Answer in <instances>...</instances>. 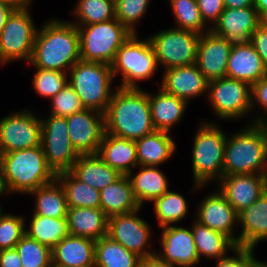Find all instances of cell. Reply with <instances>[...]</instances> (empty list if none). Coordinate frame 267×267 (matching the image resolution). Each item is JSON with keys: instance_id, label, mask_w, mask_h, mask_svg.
<instances>
[{"instance_id": "6da1fadb", "label": "cell", "mask_w": 267, "mask_h": 267, "mask_svg": "<svg viewBox=\"0 0 267 267\" xmlns=\"http://www.w3.org/2000/svg\"><path fill=\"white\" fill-rule=\"evenodd\" d=\"M80 59L79 34L71 21L52 18L37 29L31 66L68 73Z\"/></svg>"}, {"instance_id": "7a4b0ae2", "label": "cell", "mask_w": 267, "mask_h": 267, "mask_svg": "<svg viewBox=\"0 0 267 267\" xmlns=\"http://www.w3.org/2000/svg\"><path fill=\"white\" fill-rule=\"evenodd\" d=\"M104 117L105 133L117 137L135 141L155 131L148 91L142 88L117 87L113 90Z\"/></svg>"}, {"instance_id": "3957f363", "label": "cell", "mask_w": 267, "mask_h": 267, "mask_svg": "<svg viewBox=\"0 0 267 267\" xmlns=\"http://www.w3.org/2000/svg\"><path fill=\"white\" fill-rule=\"evenodd\" d=\"M1 179L5 193L26 194L52 183L56 175L47 166L42 145L0 154Z\"/></svg>"}, {"instance_id": "277c9868", "label": "cell", "mask_w": 267, "mask_h": 267, "mask_svg": "<svg viewBox=\"0 0 267 267\" xmlns=\"http://www.w3.org/2000/svg\"><path fill=\"white\" fill-rule=\"evenodd\" d=\"M267 175V125L250 123L226 140L223 175Z\"/></svg>"}, {"instance_id": "5b68a950", "label": "cell", "mask_w": 267, "mask_h": 267, "mask_svg": "<svg viewBox=\"0 0 267 267\" xmlns=\"http://www.w3.org/2000/svg\"><path fill=\"white\" fill-rule=\"evenodd\" d=\"M226 140L227 135L216 122L198 125L192 145L193 191L222 178Z\"/></svg>"}, {"instance_id": "8992f818", "label": "cell", "mask_w": 267, "mask_h": 267, "mask_svg": "<svg viewBox=\"0 0 267 267\" xmlns=\"http://www.w3.org/2000/svg\"><path fill=\"white\" fill-rule=\"evenodd\" d=\"M114 77L110 64L80 59L68 72V82L74 88L85 109L105 114L113 95Z\"/></svg>"}, {"instance_id": "52a82bcc", "label": "cell", "mask_w": 267, "mask_h": 267, "mask_svg": "<svg viewBox=\"0 0 267 267\" xmlns=\"http://www.w3.org/2000/svg\"><path fill=\"white\" fill-rule=\"evenodd\" d=\"M158 67L156 54L148 37L139 39L138 34H131L120 46L111 64L114 80L121 74L122 80L117 86L120 88H142L138 82L151 78Z\"/></svg>"}, {"instance_id": "ba28073f", "label": "cell", "mask_w": 267, "mask_h": 267, "mask_svg": "<svg viewBox=\"0 0 267 267\" xmlns=\"http://www.w3.org/2000/svg\"><path fill=\"white\" fill-rule=\"evenodd\" d=\"M79 34L80 58L112 64L120 46L132 34L116 18L89 25H75Z\"/></svg>"}, {"instance_id": "9c48e42d", "label": "cell", "mask_w": 267, "mask_h": 267, "mask_svg": "<svg viewBox=\"0 0 267 267\" xmlns=\"http://www.w3.org/2000/svg\"><path fill=\"white\" fill-rule=\"evenodd\" d=\"M30 8L15 9L0 32V64L25 60L29 63L34 49L37 26Z\"/></svg>"}, {"instance_id": "30bf717a", "label": "cell", "mask_w": 267, "mask_h": 267, "mask_svg": "<svg viewBox=\"0 0 267 267\" xmlns=\"http://www.w3.org/2000/svg\"><path fill=\"white\" fill-rule=\"evenodd\" d=\"M163 70L196 63L200 34L174 27L148 37Z\"/></svg>"}, {"instance_id": "8fae6325", "label": "cell", "mask_w": 267, "mask_h": 267, "mask_svg": "<svg viewBox=\"0 0 267 267\" xmlns=\"http://www.w3.org/2000/svg\"><path fill=\"white\" fill-rule=\"evenodd\" d=\"M41 145L47 166L55 175L69 172L80 155L69 139L67 120L61 116L41 118Z\"/></svg>"}, {"instance_id": "7c38bea8", "label": "cell", "mask_w": 267, "mask_h": 267, "mask_svg": "<svg viewBox=\"0 0 267 267\" xmlns=\"http://www.w3.org/2000/svg\"><path fill=\"white\" fill-rule=\"evenodd\" d=\"M208 102L221 120L239 119L252 111L251 85L222 77L208 82Z\"/></svg>"}, {"instance_id": "4fadbf2b", "label": "cell", "mask_w": 267, "mask_h": 267, "mask_svg": "<svg viewBox=\"0 0 267 267\" xmlns=\"http://www.w3.org/2000/svg\"><path fill=\"white\" fill-rule=\"evenodd\" d=\"M37 116L26 109L0 120V154L41 145V118Z\"/></svg>"}, {"instance_id": "5bb4252c", "label": "cell", "mask_w": 267, "mask_h": 267, "mask_svg": "<svg viewBox=\"0 0 267 267\" xmlns=\"http://www.w3.org/2000/svg\"><path fill=\"white\" fill-rule=\"evenodd\" d=\"M141 209L109 217L107 236L143 259L155 255L157 250L148 249L151 227L139 217Z\"/></svg>"}, {"instance_id": "9a60e30c", "label": "cell", "mask_w": 267, "mask_h": 267, "mask_svg": "<svg viewBox=\"0 0 267 267\" xmlns=\"http://www.w3.org/2000/svg\"><path fill=\"white\" fill-rule=\"evenodd\" d=\"M69 139L80 155L97 154L105 134L104 114L84 109L66 118Z\"/></svg>"}, {"instance_id": "2e32d148", "label": "cell", "mask_w": 267, "mask_h": 267, "mask_svg": "<svg viewBox=\"0 0 267 267\" xmlns=\"http://www.w3.org/2000/svg\"><path fill=\"white\" fill-rule=\"evenodd\" d=\"M160 250L156 255L176 267H194L200 262L191 228L169 225L162 227Z\"/></svg>"}, {"instance_id": "e0dca14e", "label": "cell", "mask_w": 267, "mask_h": 267, "mask_svg": "<svg viewBox=\"0 0 267 267\" xmlns=\"http://www.w3.org/2000/svg\"><path fill=\"white\" fill-rule=\"evenodd\" d=\"M196 209L198 222L227 235L238 246V236L234 234L238 227V213L219 190L208 193Z\"/></svg>"}, {"instance_id": "ac0fdd59", "label": "cell", "mask_w": 267, "mask_h": 267, "mask_svg": "<svg viewBox=\"0 0 267 267\" xmlns=\"http://www.w3.org/2000/svg\"><path fill=\"white\" fill-rule=\"evenodd\" d=\"M261 24L262 18L254 6L225 8L210 30L232 44L250 43Z\"/></svg>"}, {"instance_id": "d6986e66", "label": "cell", "mask_w": 267, "mask_h": 267, "mask_svg": "<svg viewBox=\"0 0 267 267\" xmlns=\"http://www.w3.org/2000/svg\"><path fill=\"white\" fill-rule=\"evenodd\" d=\"M217 183V189L239 213L252 205L267 190V175H223Z\"/></svg>"}, {"instance_id": "ffe728a7", "label": "cell", "mask_w": 267, "mask_h": 267, "mask_svg": "<svg viewBox=\"0 0 267 267\" xmlns=\"http://www.w3.org/2000/svg\"><path fill=\"white\" fill-rule=\"evenodd\" d=\"M233 44L211 30L200 35L196 65L208 82L226 77Z\"/></svg>"}, {"instance_id": "44dd1931", "label": "cell", "mask_w": 267, "mask_h": 267, "mask_svg": "<svg viewBox=\"0 0 267 267\" xmlns=\"http://www.w3.org/2000/svg\"><path fill=\"white\" fill-rule=\"evenodd\" d=\"M160 87L188 103L197 96L208 94V81L196 64L164 70Z\"/></svg>"}, {"instance_id": "7402d4cb", "label": "cell", "mask_w": 267, "mask_h": 267, "mask_svg": "<svg viewBox=\"0 0 267 267\" xmlns=\"http://www.w3.org/2000/svg\"><path fill=\"white\" fill-rule=\"evenodd\" d=\"M266 75L267 68L251 43L233 44L226 77L247 82L252 86Z\"/></svg>"}, {"instance_id": "603a6c76", "label": "cell", "mask_w": 267, "mask_h": 267, "mask_svg": "<svg viewBox=\"0 0 267 267\" xmlns=\"http://www.w3.org/2000/svg\"><path fill=\"white\" fill-rule=\"evenodd\" d=\"M238 246L256 249L267 240V190L249 207L238 213Z\"/></svg>"}, {"instance_id": "cb8c5ba5", "label": "cell", "mask_w": 267, "mask_h": 267, "mask_svg": "<svg viewBox=\"0 0 267 267\" xmlns=\"http://www.w3.org/2000/svg\"><path fill=\"white\" fill-rule=\"evenodd\" d=\"M95 240L68 235L51 249L52 265L61 267H94Z\"/></svg>"}, {"instance_id": "d4e9b609", "label": "cell", "mask_w": 267, "mask_h": 267, "mask_svg": "<svg viewBox=\"0 0 267 267\" xmlns=\"http://www.w3.org/2000/svg\"><path fill=\"white\" fill-rule=\"evenodd\" d=\"M156 94L148 91L151 120L155 130L172 133L173 127L181 122L188 107V102L167 93L159 87Z\"/></svg>"}, {"instance_id": "484cf974", "label": "cell", "mask_w": 267, "mask_h": 267, "mask_svg": "<svg viewBox=\"0 0 267 267\" xmlns=\"http://www.w3.org/2000/svg\"><path fill=\"white\" fill-rule=\"evenodd\" d=\"M97 155L122 175H127L138 166L135 141L112 134H104Z\"/></svg>"}, {"instance_id": "4316f807", "label": "cell", "mask_w": 267, "mask_h": 267, "mask_svg": "<svg viewBox=\"0 0 267 267\" xmlns=\"http://www.w3.org/2000/svg\"><path fill=\"white\" fill-rule=\"evenodd\" d=\"M70 172L80 181L102 190L122 174L107 165L97 154L79 155Z\"/></svg>"}, {"instance_id": "83f0119b", "label": "cell", "mask_w": 267, "mask_h": 267, "mask_svg": "<svg viewBox=\"0 0 267 267\" xmlns=\"http://www.w3.org/2000/svg\"><path fill=\"white\" fill-rule=\"evenodd\" d=\"M136 168L141 169L136 174L134 170L129 172L127 177L131 183L133 195L141 207L146 202H153L169 190L167 177L158 166L138 165Z\"/></svg>"}, {"instance_id": "f1b7e54d", "label": "cell", "mask_w": 267, "mask_h": 267, "mask_svg": "<svg viewBox=\"0 0 267 267\" xmlns=\"http://www.w3.org/2000/svg\"><path fill=\"white\" fill-rule=\"evenodd\" d=\"M171 135L166 131L155 130L135 140L138 165L159 167L169 161L177 147Z\"/></svg>"}, {"instance_id": "f546056e", "label": "cell", "mask_w": 267, "mask_h": 267, "mask_svg": "<svg viewBox=\"0 0 267 267\" xmlns=\"http://www.w3.org/2000/svg\"><path fill=\"white\" fill-rule=\"evenodd\" d=\"M67 221L70 235L95 241L107 236L108 217L101 208H68Z\"/></svg>"}, {"instance_id": "4dcf8cb0", "label": "cell", "mask_w": 267, "mask_h": 267, "mask_svg": "<svg viewBox=\"0 0 267 267\" xmlns=\"http://www.w3.org/2000/svg\"><path fill=\"white\" fill-rule=\"evenodd\" d=\"M140 207L127 175H122L117 181L100 190V208L108 218L135 211Z\"/></svg>"}, {"instance_id": "1f68e13d", "label": "cell", "mask_w": 267, "mask_h": 267, "mask_svg": "<svg viewBox=\"0 0 267 267\" xmlns=\"http://www.w3.org/2000/svg\"><path fill=\"white\" fill-rule=\"evenodd\" d=\"M192 224L191 230L200 261L202 258L215 259L216 261L228 255L230 250L233 252L237 247V244L230 237L210 229L196 219Z\"/></svg>"}, {"instance_id": "d6a6232c", "label": "cell", "mask_w": 267, "mask_h": 267, "mask_svg": "<svg viewBox=\"0 0 267 267\" xmlns=\"http://www.w3.org/2000/svg\"><path fill=\"white\" fill-rule=\"evenodd\" d=\"M35 198L33 214L51 218H67V200L63 186L55 179L52 183L32 190Z\"/></svg>"}, {"instance_id": "836d02e7", "label": "cell", "mask_w": 267, "mask_h": 267, "mask_svg": "<svg viewBox=\"0 0 267 267\" xmlns=\"http://www.w3.org/2000/svg\"><path fill=\"white\" fill-rule=\"evenodd\" d=\"M95 267H140L142 258L104 236L95 242Z\"/></svg>"}, {"instance_id": "e575fe53", "label": "cell", "mask_w": 267, "mask_h": 267, "mask_svg": "<svg viewBox=\"0 0 267 267\" xmlns=\"http://www.w3.org/2000/svg\"><path fill=\"white\" fill-rule=\"evenodd\" d=\"M29 228L25 234L39 243L53 249L63 238L69 235L67 218H51L32 213Z\"/></svg>"}, {"instance_id": "d590c367", "label": "cell", "mask_w": 267, "mask_h": 267, "mask_svg": "<svg viewBox=\"0 0 267 267\" xmlns=\"http://www.w3.org/2000/svg\"><path fill=\"white\" fill-rule=\"evenodd\" d=\"M63 186L68 208H100V191L78 180L70 171L56 175Z\"/></svg>"}, {"instance_id": "8d00e7d4", "label": "cell", "mask_w": 267, "mask_h": 267, "mask_svg": "<svg viewBox=\"0 0 267 267\" xmlns=\"http://www.w3.org/2000/svg\"><path fill=\"white\" fill-rule=\"evenodd\" d=\"M153 208L160 228L181 222L189 211L186 198L171 190L156 198Z\"/></svg>"}, {"instance_id": "74e56055", "label": "cell", "mask_w": 267, "mask_h": 267, "mask_svg": "<svg viewBox=\"0 0 267 267\" xmlns=\"http://www.w3.org/2000/svg\"><path fill=\"white\" fill-rule=\"evenodd\" d=\"M73 8L74 25H89L115 19V0H78ZM77 20V21H76Z\"/></svg>"}, {"instance_id": "f35d334b", "label": "cell", "mask_w": 267, "mask_h": 267, "mask_svg": "<svg viewBox=\"0 0 267 267\" xmlns=\"http://www.w3.org/2000/svg\"><path fill=\"white\" fill-rule=\"evenodd\" d=\"M174 14L176 25L174 28L192 31L198 34L205 33L210 27L201 18L197 0H168Z\"/></svg>"}, {"instance_id": "ab89813d", "label": "cell", "mask_w": 267, "mask_h": 267, "mask_svg": "<svg viewBox=\"0 0 267 267\" xmlns=\"http://www.w3.org/2000/svg\"><path fill=\"white\" fill-rule=\"evenodd\" d=\"M19 253L22 267H51V249L24 234L15 246Z\"/></svg>"}, {"instance_id": "60d3db41", "label": "cell", "mask_w": 267, "mask_h": 267, "mask_svg": "<svg viewBox=\"0 0 267 267\" xmlns=\"http://www.w3.org/2000/svg\"><path fill=\"white\" fill-rule=\"evenodd\" d=\"M32 87L36 94L50 100L68 83V73L51 69L35 68Z\"/></svg>"}, {"instance_id": "b9f144b4", "label": "cell", "mask_w": 267, "mask_h": 267, "mask_svg": "<svg viewBox=\"0 0 267 267\" xmlns=\"http://www.w3.org/2000/svg\"><path fill=\"white\" fill-rule=\"evenodd\" d=\"M150 0H115L116 19L132 34H138L136 25L147 12Z\"/></svg>"}, {"instance_id": "7bdbcfd3", "label": "cell", "mask_w": 267, "mask_h": 267, "mask_svg": "<svg viewBox=\"0 0 267 267\" xmlns=\"http://www.w3.org/2000/svg\"><path fill=\"white\" fill-rule=\"evenodd\" d=\"M26 224L24 216L3 213L0 218V250L15 248L25 234Z\"/></svg>"}, {"instance_id": "ee69618b", "label": "cell", "mask_w": 267, "mask_h": 267, "mask_svg": "<svg viewBox=\"0 0 267 267\" xmlns=\"http://www.w3.org/2000/svg\"><path fill=\"white\" fill-rule=\"evenodd\" d=\"M85 107L74 88L68 82L59 93L51 99L50 115L67 118L74 113L83 111Z\"/></svg>"}, {"instance_id": "f6af8a7d", "label": "cell", "mask_w": 267, "mask_h": 267, "mask_svg": "<svg viewBox=\"0 0 267 267\" xmlns=\"http://www.w3.org/2000/svg\"><path fill=\"white\" fill-rule=\"evenodd\" d=\"M252 111L259 106L262 113L255 116L251 123L267 125V75L251 86Z\"/></svg>"}, {"instance_id": "bcb514c9", "label": "cell", "mask_w": 267, "mask_h": 267, "mask_svg": "<svg viewBox=\"0 0 267 267\" xmlns=\"http://www.w3.org/2000/svg\"><path fill=\"white\" fill-rule=\"evenodd\" d=\"M235 256L222 257L216 260L215 267H253L255 262L254 248L237 246L233 250Z\"/></svg>"}, {"instance_id": "7dc6e473", "label": "cell", "mask_w": 267, "mask_h": 267, "mask_svg": "<svg viewBox=\"0 0 267 267\" xmlns=\"http://www.w3.org/2000/svg\"><path fill=\"white\" fill-rule=\"evenodd\" d=\"M197 4L202 20L210 28L225 9L223 0H197Z\"/></svg>"}, {"instance_id": "c3c4849f", "label": "cell", "mask_w": 267, "mask_h": 267, "mask_svg": "<svg viewBox=\"0 0 267 267\" xmlns=\"http://www.w3.org/2000/svg\"><path fill=\"white\" fill-rule=\"evenodd\" d=\"M267 68V27L261 24L252 34L250 42Z\"/></svg>"}, {"instance_id": "681fc988", "label": "cell", "mask_w": 267, "mask_h": 267, "mask_svg": "<svg viewBox=\"0 0 267 267\" xmlns=\"http://www.w3.org/2000/svg\"><path fill=\"white\" fill-rule=\"evenodd\" d=\"M0 267H22L16 248L0 250Z\"/></svg>"}, {"instance_id": "f907efd6", "label": "cell", "mask_w": 267, "mask_h": 267, "mask_svg": "<svg viewBox=\"0 0 267 267\" xmlns=\"http://www.w3.org/2000/svg\"><path fill=\"white\" fill-rule=\"evenodd\" d=\"M140 267H176L161 260L156 254L150 257L143 258Z\"/></svg>"}, {"instance_id": "816d5d0a", "label": "cell", "mask_w": 267, "mask_h": 267, "mask_svg": "<svg viewBox=\"0 0 267 267\" xmlns=\"http://www.w3.org/2000/svg\"><path fill=\"white\" fill-rule=\"evenodd\" d=\"M9 3L0 0V32L6 24V21L10 14L15 10Z\"/></svg>"}, {"instance_id": "f5cc1de1", "label": "cell", "mask_w": 267, "mask_h": 267, "mask_svg": "<svg viewBox=\"0 0 267 267\" xmlns=\"http://www.w3.org/2000/svg\"><path fill=\"white\" fill-rule=\"evenodd\" d=\"M225 8H245L254 6V0H223Z\"/></svg>"}, {"instance_id": "db71d44e", "label": "cell", "mask_w": 267, "mask_h": 267, "mask_svg": "<svg viewBox=\"0 0 267 267\" xmlns=\"http://www.w3.org/2000/svg\"><path fill=\"white\" fill-rule=\"evenodd\" d=\"M2 1L9 3L16 9L27 8L31 6L30 5L31 2L33 3V0H2Z\"/></svg>"}, {"instance_id": "11a10c76", "label": "cell", "mask_w": 267, "mask_h": 267, "mask_svg": "<svg viewBox=\"0 0 267 267\" xmlns=\"http://www.w3.org/2000/svg\"><path fill=\"white\" fill-rule=\"evenodd\" d=\"M254 7L262 18L267 13V0H254Z\"/></svg>"}, {"instance_id": "9f6ffc18", "label": "cell", "mask_w": 267, "mask_h": 267, "mask_svg": "<svg viewBox=\"0 0 267 267\" xmlns=\"http://www.w3.org/2000/svg\"><path fill=\"white\" fill-rule=\"evenodd\" d=\"M253 267H267V262L255 259Z\"/></svg>"}, {"instance_id": "6f0895ef", "label": "cell", "mask_w": 267, "mask_h": 267, "mask_svg": "<svg viewBox=\"0 0 267 267\" xmlns=\"http://www.w3.org/2000/svg\"><path fill=\"white\" fill-rule=\"evenodd\" d=\"M6 194L3 188L2 179H1V171H0V196Z\"/></svg>"}, {"instance_id": "680465c9", "label": "cell", "mask_w": 267, "mask_h": 267, "mask_svg": "<svg viewBox=\"0 0 267 267\" xmlns=\"http://www.w3.org/2000/svg\"><path fill=\"white\" fill-rule=\"evenodd\" d=\"M262 24L267 27V13L262 17Z\"/></svg>"}, {"instance_id": "91938a15", "label": "cell", "mask_w": 267, "mask_h": 267, "mask_svg": "<svg viewBox=\"0 0 267 267\" xmlns=\"http://www.w3.org/2000/svg\"><path fill=\"white\" fill-rule=\"evenodd\" d=\"M2 215H3V210H2V208L0 206V218H1Z\"/></svg>"}]
</instances>
